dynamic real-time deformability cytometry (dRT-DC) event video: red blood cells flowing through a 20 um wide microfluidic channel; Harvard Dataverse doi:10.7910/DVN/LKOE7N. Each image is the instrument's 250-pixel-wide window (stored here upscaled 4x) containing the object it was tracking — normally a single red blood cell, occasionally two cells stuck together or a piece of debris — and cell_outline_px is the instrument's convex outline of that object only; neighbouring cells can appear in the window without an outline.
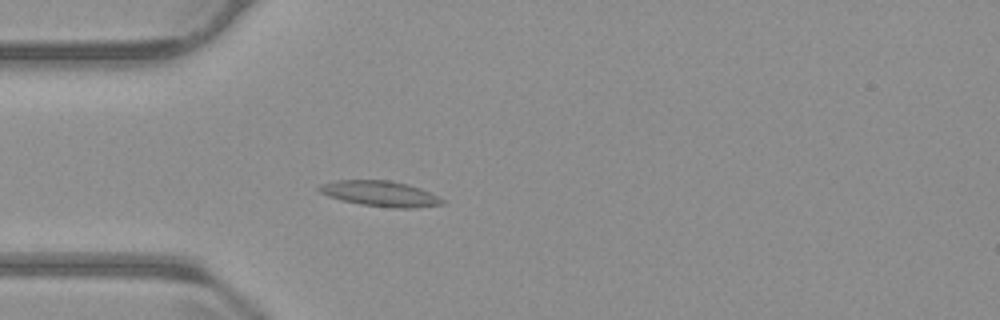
{"species": "common noctule bat (a hibernating species)", "species_latin": "Nyctalus noctula", "temperature_condition": "warm", "stored_images_in_passage": 46, "camera_frame_rate_fps": 3000, "um_per_image_px": 0.085, "animal": {"sex": "male", "body_mass_g": 23.1, "forearm_length_mm": 52.7}, "frame": {"image": 1, "passage_image": 6, "time_ms": 1.667, "image_size_px": [1000, 320], "cell_outline_px": [[444, 204], [412, 208], [392, 208], [360, 204], [340, 200], [328, 196], [320, 192], [316, 188], [320, 184], [336, 180], [388, 180], [408, 184], [420, 188], [444, 200]], "centroid_in_image_um": [32.27, 16.46], "position_along_channel_um": 52.7, "area_um2": 18.26}}
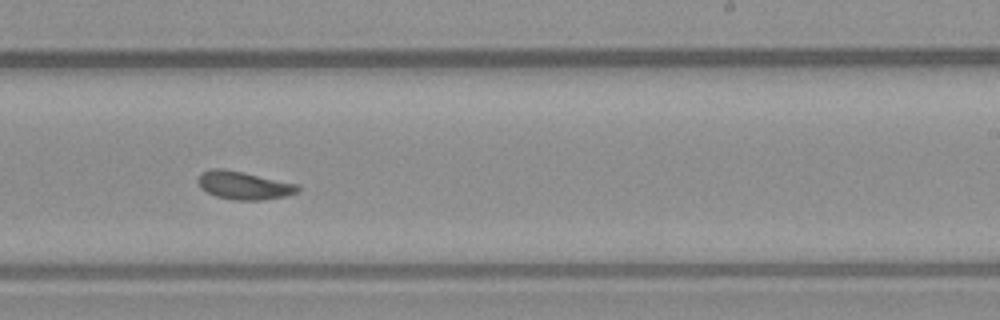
{"frame": {"image": 2, "passage_image": 24, "time_ms": 7.667, "image_size_px": [1000, 320], "cell_outline_px": [[300, 188], [296, 192], [284, 196], [260, 200], [236, 200], [216, 196], [200, 188], [200, 172], [212, 168], [224, 168], [244, 172], [300, 184]], "centroid_in_image_um": [20.75, 15.74], "position_along_channel_um": 268.3, "area_um2": 16.24}}
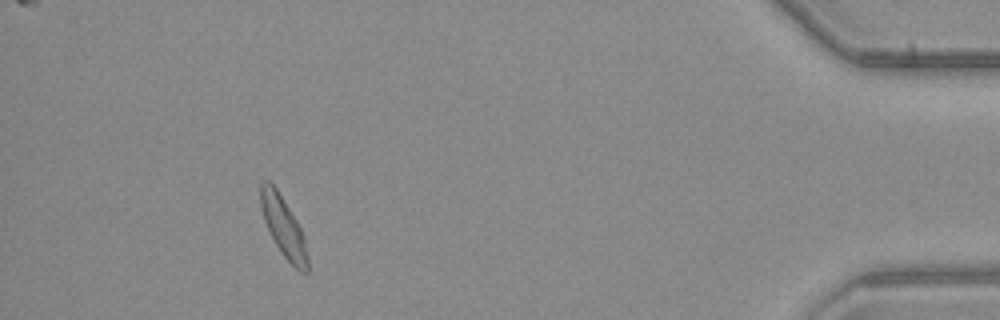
{"frame": {"image": 3, "passage_image": 41, "time_ms": 13.333, "image_size_px": [1000, 320], "cell_outline_px": [[308, 272], [300, 272], [284, 256], [276, 244], [264, 220], [260, 204], [260, 184], [264, 180], [268, 180], [276, 188], [296, 220], [300, 228], [304, 240], [308, 256]], "centroid_in_image_um": [24.08, 19.26], "position_along_channel_um": 411.1, "area_um2": 15.95}, "authors_computed_cell_mechanics": {"area_um2": 16.4152, "velocity_mm_per_s": 3.7018, "shape_relaxation_time_tau1_ms": null, "shape_relaxation_time_tau2_ms": 2.6825, "deformation_change_tau1": null, "deformation_change_tau2": 0.093}}